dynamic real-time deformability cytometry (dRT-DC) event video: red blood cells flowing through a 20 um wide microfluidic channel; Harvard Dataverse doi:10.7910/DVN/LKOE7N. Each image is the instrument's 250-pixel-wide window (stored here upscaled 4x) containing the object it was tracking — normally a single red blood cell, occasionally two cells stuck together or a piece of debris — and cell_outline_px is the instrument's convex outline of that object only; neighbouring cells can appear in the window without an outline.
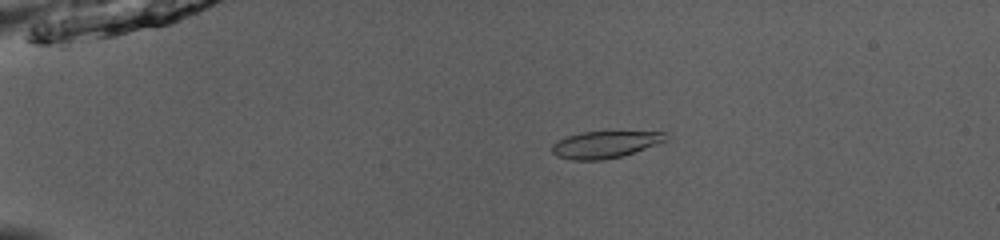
{"species": "common noctule bat (a hibernating species)", "species_latin": "Nyctalus noctula", "temperature_condition": "room temperature", "stored_images_in_passage": 52, "camera_frame_rate_fps": 3000, "um_per_image_px": 0.085, "animal": {"sex": "male", "body_mass_g": 13.0, "forearm_length_mm": 53.1}, "frame": {"image": 1, "passage_image": 12, "time_ms": 3.667, "image_size_px": [1000, 240], "cell_outline_px": [[668, 140], [620, 156], [604, 160], [572, 160], [556, 156], [552, 152], [552, 144], [568, 136], [580, 132], [664, 132]], "centroid_in_image_um": [51.38, 12.29], "position_along_channel_um": 33.6, "area_um2": 17.46}}
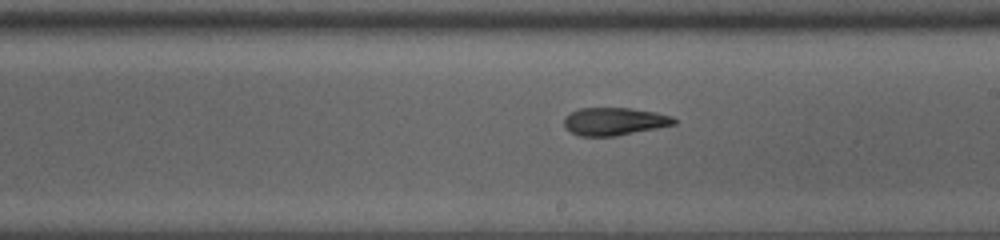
{"frame": {"image": 2, "passage_image": 32, "time_ms": 10.333, "image_size_px": [1000, 240], "cell_outline_px": [[676, 124], [616, 136], [580, 136], [572, 132], [564, 124], [564, 120], [572, 112], [580, 108], [628, 108], [656, 112], [672, 116], [676, 120]], "centroid_in_image_um": [52.25, 10.32], "position_along_channel_um": 236.7, "area_um2": 17.51}}
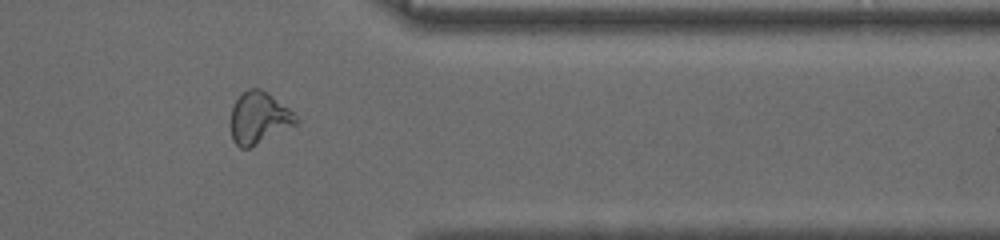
{"frame": {"image": 3, "passage_image": 44, "time_ms": 14.333, "image_size_px": [1000, 240], "cell_outline_px": [[300, 120], [296, 124], [248, 148], [240, 148], [232, 140], [228, 124], [232, 108], [236, 100], [248, 88], [260, 88], [268, 92], [288, 108]], "centroid_in_image_um": [21.96, 10.02], "position_along_channel_um": 389.4, "area_um2": 19.71}, "authors_computed_cell_mechanics": {"area_um2": 18.6983, "velocity_mm_per_s": 3.972, "shape_relaxation_time_tau1_ms": 6.8356, "shape_relaxation_time_tau2_ms": 2.1439, "deformation_change_tau1": 0.198, "deformation_change_tau2": 0.1018}}